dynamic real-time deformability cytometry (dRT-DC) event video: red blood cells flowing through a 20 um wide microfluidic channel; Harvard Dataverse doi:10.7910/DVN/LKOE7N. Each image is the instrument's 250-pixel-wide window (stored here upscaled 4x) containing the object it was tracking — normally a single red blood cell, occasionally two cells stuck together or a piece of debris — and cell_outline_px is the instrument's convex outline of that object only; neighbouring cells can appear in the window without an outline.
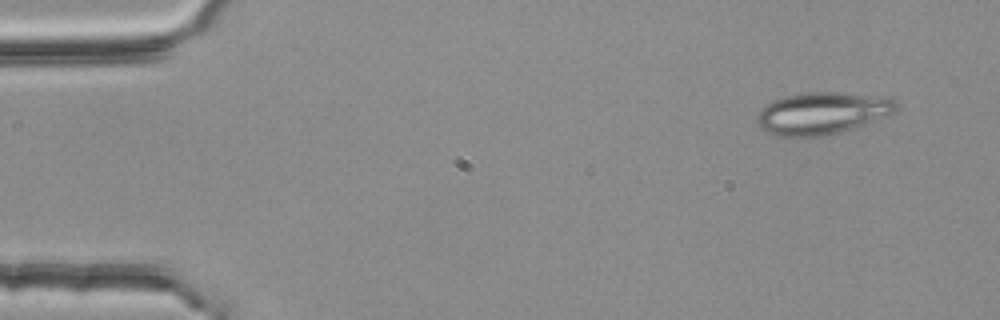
{"species": "common noctule bat (a hibernating species)", "species_latin": "Nyctalus noctula", "temperature_condition": "room temperature", "stored_images_in_passage": 5, "camera_frame_rate_fps": 3000, "um_per_image_px": 0.085, "animal": {"sex": "female", "body_mass_g": 25.1}, "frame": {"image": 1, "passage_image": 1, "time_ms": 0.0, "image_size_px": [1000, 320], "cell_outline_px": [[900, 108], [896, 112], [888, 116], [856, 128], [824, 136], [776, 136], [760, 128], [756, 120], [756, 116], [772, 100], [784, 96], [804, 92], [836, 92], [888, 96], [900, 104]], "centroid_in_image_um": [69.97, 9.61], "position_along_channel_um": 15.0, "area_um2": 34.68}}
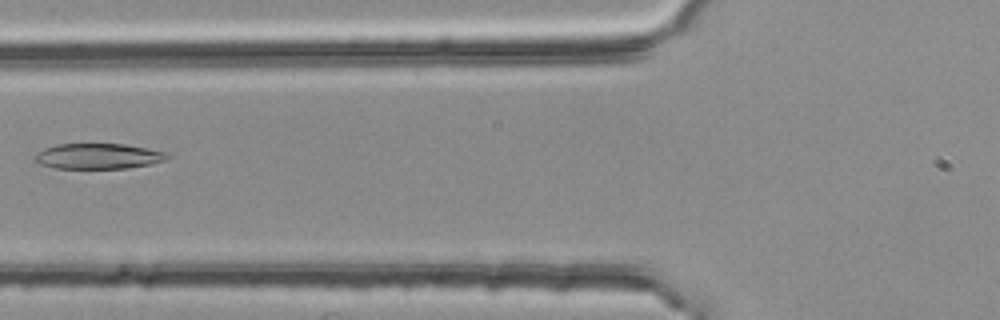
{"frame": {"image": 2, "passage_image": 5, "time_ms": 1.333, "image_size_px": [1000, 320], "cell_outline_px": [[172, 156], [168, 160], [128, 168], [56, 168], [40, 164], [36, 160], [36, 152], [44, 148], [56, 144], [124, 144], [168, 152]], "centroid_in_image_um": [8.4, 13.27], "position_along_channel_um": 117.4, "area_um2": 19.65}}